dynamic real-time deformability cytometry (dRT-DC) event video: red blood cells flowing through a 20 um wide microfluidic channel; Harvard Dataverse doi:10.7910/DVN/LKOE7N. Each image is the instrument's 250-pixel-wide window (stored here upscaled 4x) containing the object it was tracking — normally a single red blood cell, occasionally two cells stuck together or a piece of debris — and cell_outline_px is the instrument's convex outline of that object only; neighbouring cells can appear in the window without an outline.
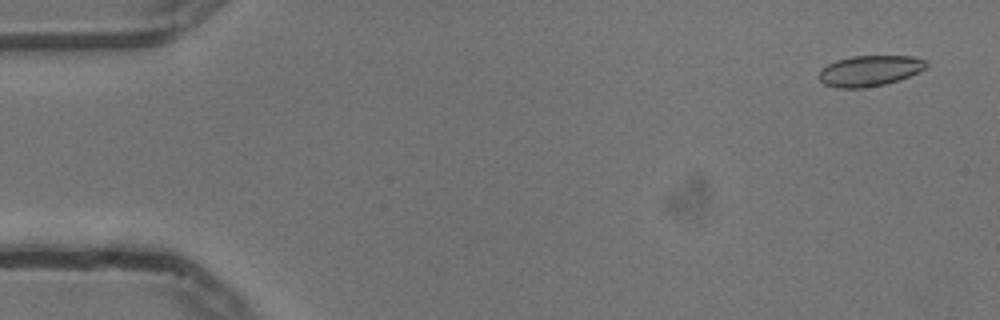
{"species": "common noctule bat (a hibernating species)", "species_latin": "Nyctalus noctula", "temperature_condition": "cold", "stored_images_in_passage": 54, "camera_frame_rate_fps": 3000, "um_per_image_px": 0.085, "animal": {"sex": "male", "body_mass_g": 13.3}, "frame": {"image": 1, "passage_image": 3, "time_ms": 0.667, "image_size_px": [1000, 320], "cell_outline_px": [[928, 64], [920, 72], [900, 80], [884, 84], [864, 88], [836, 88], [824, 84], [816, 76], [820, 68], [836, 60], [852, 56], [912, 56], [924, 60]], "centroid_in_image_um": [73.88, 6.02], "position_along_channel_um": 11.1, "area_um2": 19.42}}
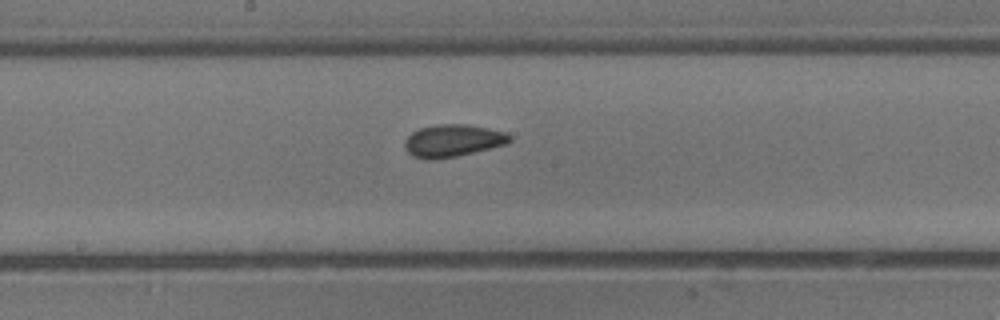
{"frame": {"image": 2, "passage_image": 29, "time_ms": 9.333, "image_size_px": [1000, 320], "cell_outline_px": [[512, 140], [508, 144], [456, 156], [432, 160], [428, 160], [412, 156], [404, 148], [404, 140], [412, 132], [420, 128], [436, 124], [468, 124], [488, 128], [504, 132], [512, 136]], "centroid_in_image_um": [38.48, 11.95], "position_along_channel_um": 209.7, "area_um2": 19.94}}
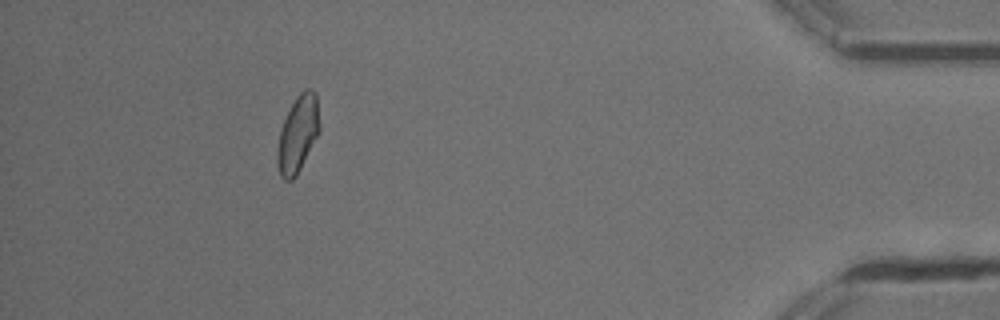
{"frame": {"image": 3, "passage_image": 50, "time_ms": 16.333, "image_size_px": [1000, 320], "cell_outline_px": [[320, 132], [296, 176], [292, 180], [284, 180], [280, 176], [276, 160], [276, 152], [280, 128], [296, 96], [304, 88], [312, 88], [316, 92], [320, 124]], "centroid_in_image_um": [25.32, 11.38], "position_along_channel_um": 409.9, "area_um2": 19.13}, "authors_computed_cell_mechanics": {"area_um2": 19.074, "velocity_mm_per_s": 3.7348, "shape_relaxation_time_tau1_ms": 5.1987, "shape_relaxation_time_tau2_ms": 1.8371, "deformation_change_tau1": 0.0942, "deformation_change_tau2": 0.048}}